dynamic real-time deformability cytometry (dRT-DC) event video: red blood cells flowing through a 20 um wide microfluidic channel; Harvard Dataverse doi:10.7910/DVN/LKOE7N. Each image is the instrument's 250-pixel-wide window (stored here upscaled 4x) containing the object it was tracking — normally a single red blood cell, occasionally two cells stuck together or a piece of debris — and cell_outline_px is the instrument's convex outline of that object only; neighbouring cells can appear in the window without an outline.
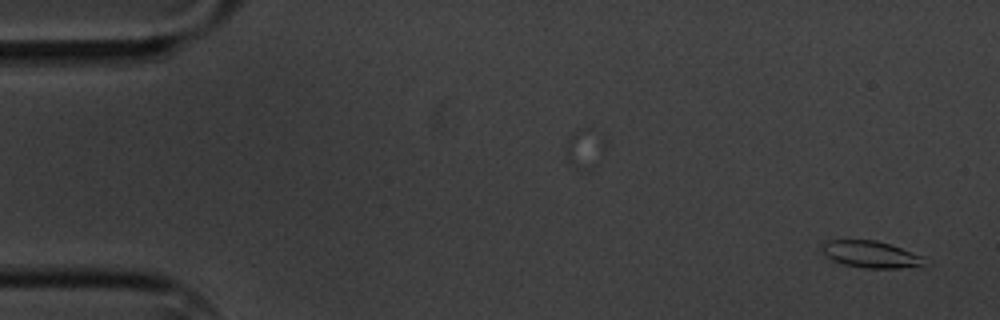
{"species": "common noctule bat (a hibernating species)", "species_latin": "Nyctalus noctula", "temperature_condition": "cold", "stored_images_in_passage": 2, "camera_frame_rate_fps": 3000, "um_per_image_px": 0.085, "animal": {"sex": "male", "body_mass_g": 20.1, "forearm_length_mm": 53.5}, "frame": {"image": 1, "passage_image": 2, "time_ms": 1.0, "image_size_px": [1000, 320], "cell_outline_px": [[932, 264], [924, 268], [864, 268], [844, 264], [832, 260], [824, 256], [820, 248], [824, 240], [876, 240], [924, 256]], "centroid_in_image_um": [74.11, 21.65], "position_along_channel_um": 10.9, "area_um2": 16.65}}